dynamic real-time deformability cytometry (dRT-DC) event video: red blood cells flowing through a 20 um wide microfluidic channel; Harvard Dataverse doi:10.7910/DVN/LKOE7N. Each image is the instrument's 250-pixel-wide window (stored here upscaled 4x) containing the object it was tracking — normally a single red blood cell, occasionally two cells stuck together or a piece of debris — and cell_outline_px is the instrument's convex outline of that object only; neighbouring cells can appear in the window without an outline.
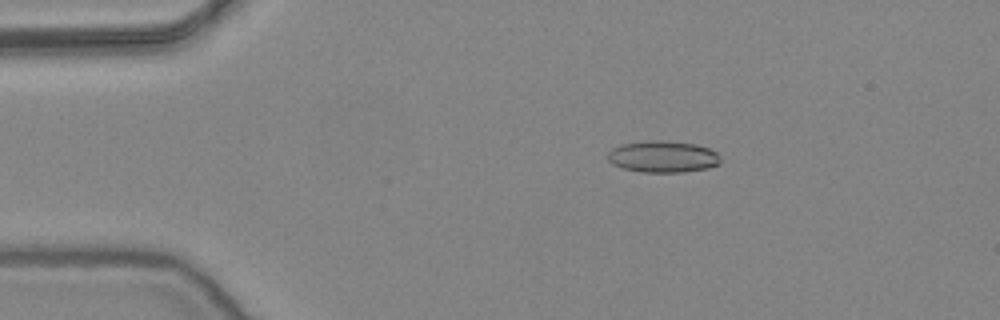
{"species": "common noctule bat (a hibernating species)", "species_latin": "Nyctalus noctula", "temperature_condition": "warm", "stored_images_in_passage": 53, "camera_frame_rate_fps": 3000, "um_per_image_px": 0.085, "animal": {"sex": "female", "body_mass_g": 24.6, "forearm_length_mm": 56.2}, "frame": {"image": 1, "passage_image": 10, "time_ms": 3.0, "image_size_px": [1000, 320], "cell_outline_px": [[720, 164], [708, 168], [684, 172], [640, 172], [624, 168], [612, 164], [608, 160], [608, 152], [612, 148], [620, 144], [648, 140], [664, 140], [696, 144], [708, 148], [716, 152], [720, 160]], "centroid_in_image_um": [56.33, 13.31], "position_along_channel_um": 28.7, "area_um2": 20.92}}
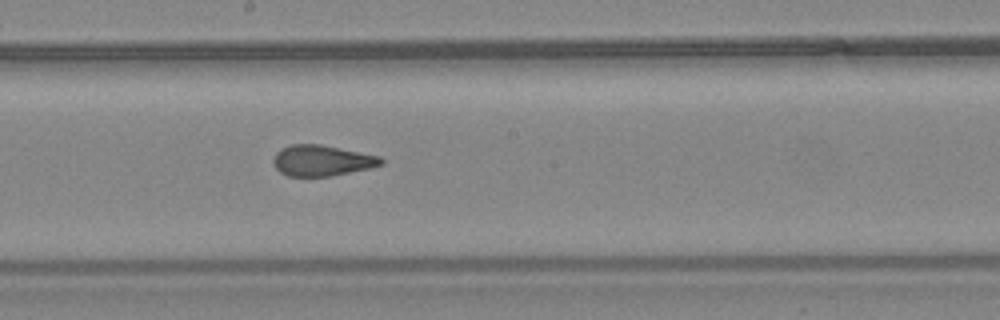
{"frame": {"image": 2, "passage_image": 29, "time_ms": 9.333, "image_size_px": [1000, 320], "cell_outline_px": [[384, 164], [372, 168], [332, 176], [288, 176], [280, 172], [272, 164], [272, 160], [276, 152], [280, 148], [292, 144], [320, 144], [380, 156], [384, 160]], "centroid_in_image_um": [27.36, 13.65], "position_along_channel_um": 220.8, "area_um2": 19.59}}
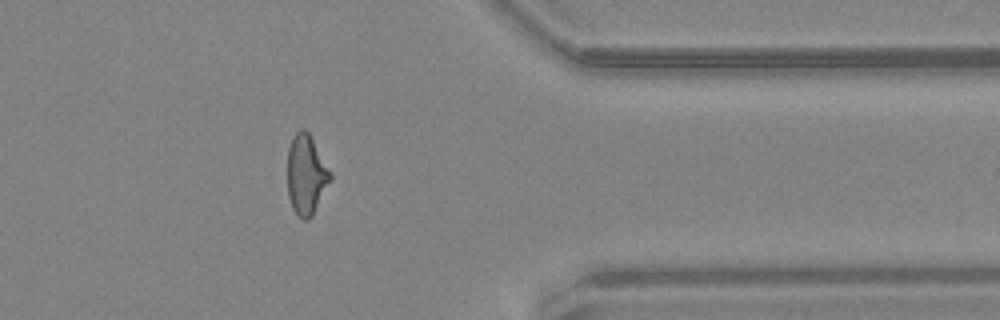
{"frame": {"image": 3, "passage_image": 43, "time_ms": 14.0, "image_size_px": [1000, 320], "cell_outline_px": [[332, 176], [312, 216], [308, 220], [304, 220], [292, 208], [288, 196], [288, 148], [292, 136], [300, 128], [304, 128], [308, 132], [332, 172]], "centroid_in_image_um": [26.02, 14.82], "position_along_channel_um": 385.4, "area_um2": 19.83}, "authors_computed_cell_mechanics": {"area_um2": 19.9988, "velocity_mm_per_s": 3.905, "shape_relaxation_time_tau1_ms": null, "shape_relaxation_time_tau2_ms": 1.4482, "deformation_change_tau1": null, "deformation_change_tau2": 0.0866}}